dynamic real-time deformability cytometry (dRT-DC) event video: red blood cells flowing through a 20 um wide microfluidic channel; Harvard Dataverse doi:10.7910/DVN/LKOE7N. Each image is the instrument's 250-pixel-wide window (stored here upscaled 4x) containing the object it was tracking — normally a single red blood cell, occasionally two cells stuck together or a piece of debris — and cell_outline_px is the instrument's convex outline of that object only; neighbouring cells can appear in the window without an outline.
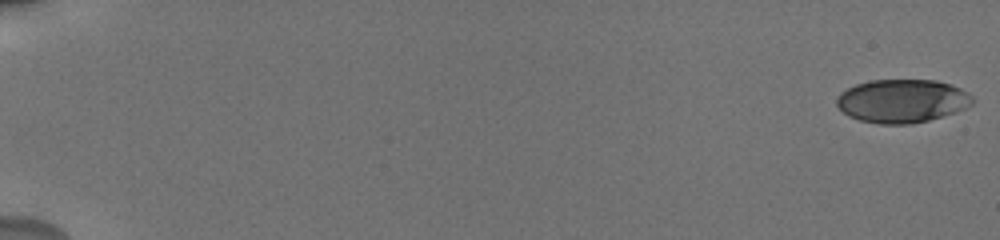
{"species": "human", "species_latin": "Homo sapiens", "temperature_condition": "cold", "stored_images_in_passage": 7, "camera_frame_rate_fps": 3000, "um_per_image_px": 0.085, "donor": {"sex": "male"}, "frame": {"image": 1, "passage_image": 1, "time_ms": 0.0, "image_size_px": [1000, 240], "cell_outline_px": [[976, 100], [972, 104], [956, 112], [928, 120], [912, 124], [880, 124], [860, 120], [848, 116], [836, 104], [836, 96], [840, 92], [856, 84], [868, 80], [936, 80], [952, 84], [968, 92]], "centroid_in_image_um": [76.69, 8.57], "position_along_channel_um": 8.3, "area_um2": 34.56}}